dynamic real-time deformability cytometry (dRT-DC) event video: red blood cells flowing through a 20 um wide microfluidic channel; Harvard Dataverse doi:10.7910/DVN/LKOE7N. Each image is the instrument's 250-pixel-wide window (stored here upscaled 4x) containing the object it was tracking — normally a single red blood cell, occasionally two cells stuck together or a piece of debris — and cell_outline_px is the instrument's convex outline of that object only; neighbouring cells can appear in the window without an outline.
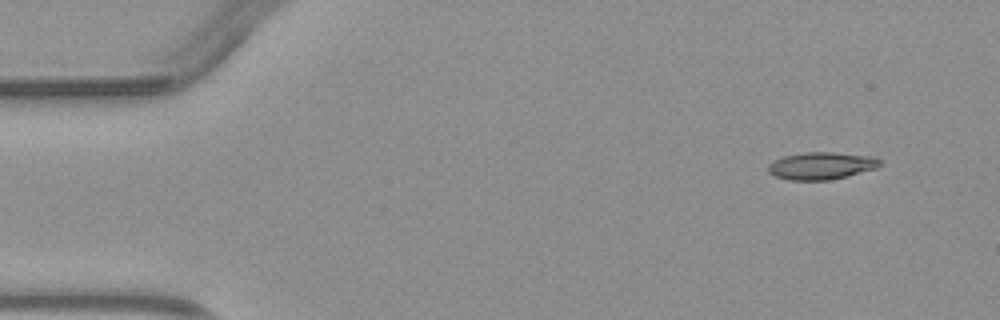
{"species": "common noctule bat (a hibernating species)", "species_latin": "Nyctalus noctula", "temperature_condition": "warm", "stored_images_in_passage": 5, "camera_frame_rate_fps": 3000, "um_per_image_px": 0.085, "animal": {"sex": "male", "body_mass_g": 23.1, "forearm_length_mm": 52.7}, "frame": {"image": 1, "passage_image": 1, "time_ms": 0.0, "image_size_px": [1000, 320], "cell_outline_px": [[880, 164], [876, 168], [828, 180], [788, 180], [776, 176], [768, 172], [768, 164], [772, 160], [784, 156], [804, 152], [832, 152], [876, 156], [880, 160]], "centroid_in_image_um": [69.78, 14.07], "position_along_channel_um": 15.2, "area_um2": 17.74}}
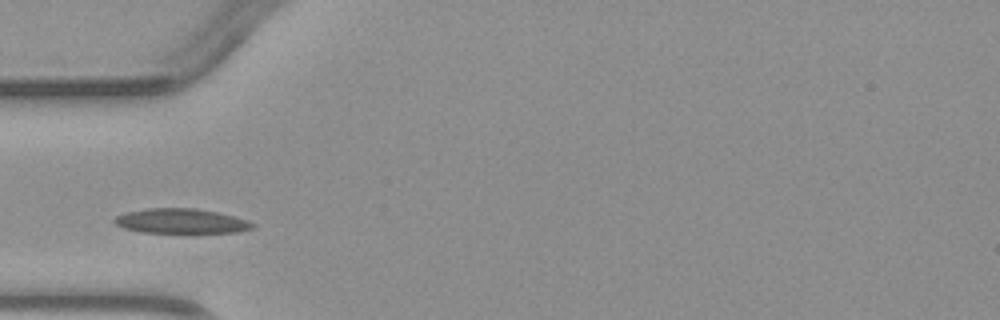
{"frame": {"image": 2, "passage_image": 5, "time_ms": 4.667, "image_size_px": [1000, 320], "cell_outline_px": [[256, 228], [240, 232], [140, 232], [124, 228], [116, 224], [112, 220], [116, 216], [124, 212], [148, 208], [196, 208], [220, 212], [248, 220], [256, 224]], "centroid_in_image_um": [15.43, 18.78], "position_along_channel_um": 69.6, "area_um2": 20.11}}